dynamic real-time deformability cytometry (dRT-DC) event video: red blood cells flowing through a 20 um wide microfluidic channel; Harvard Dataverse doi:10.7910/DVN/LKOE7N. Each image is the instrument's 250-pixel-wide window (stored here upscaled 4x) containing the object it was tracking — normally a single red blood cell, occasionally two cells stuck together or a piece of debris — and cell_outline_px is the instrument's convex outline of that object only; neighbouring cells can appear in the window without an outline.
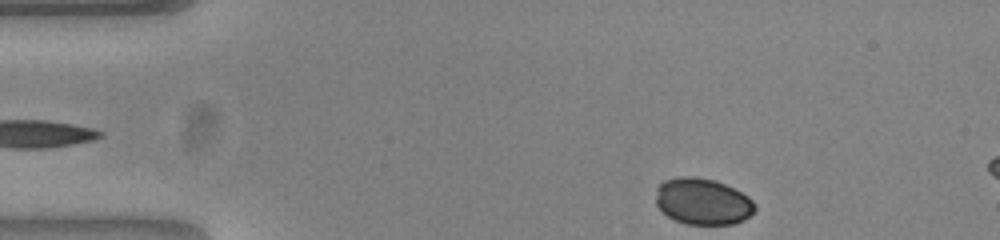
{"species": "common noctule bat (a hibernating species)", "species_latin": "Nyctalus noctula", "temperature_condition": "warm", "stored_images_in_passage": 7, "camera_frame_rate_fps": 3000, "um_per_image_px": 0.085, "animal": {"sex": "female", "body_mass_g": 23.0, "forearm_length_mm": 53.4}, "frame": {"image": 1, "passage_image": 1, "time_ms": 0.0, "image_size_px": [1000, 240], "cell_outline_px": [[756, 208], [744, 220], [732, 224], [688, 224], [676, 220], [668, 216], [656, 204], [656, 188], [664, 180], [680, 176], [692, 176], [716, 180], [748, 196], [752, 200]], "centroid_in_image_um": [59.71, 17.11], "position_along_channel_um": 25.3, "area_um2": 26.65}}